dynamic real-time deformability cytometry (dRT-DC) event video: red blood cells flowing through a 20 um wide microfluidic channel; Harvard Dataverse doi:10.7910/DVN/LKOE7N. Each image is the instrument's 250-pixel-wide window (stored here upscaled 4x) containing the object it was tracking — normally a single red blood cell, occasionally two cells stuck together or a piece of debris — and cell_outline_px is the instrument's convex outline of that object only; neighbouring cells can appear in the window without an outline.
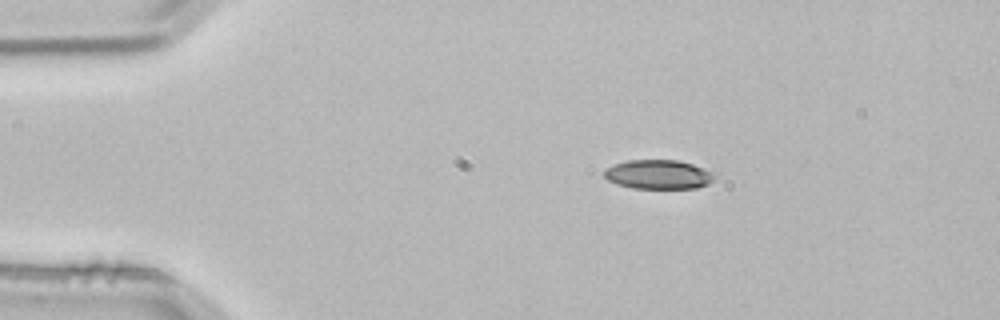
{"species": "common noctule bat (a hibernating species)", "species_latin": "Nyctalus noctula", "temperature_condition": "room temperature", "stored_images_in_passage": 2, "camera_frame_rate_fps": 3000, "um_per_image_px": 0.085, "animal": {"sex": "male", "body_mass_g": 21.5, "forearm_length_mm": 52.0}, "frame": {"image": 1, "passage_image": 1, "time_ms": 0.0, "image_size_px": [1000, 320], "cell_outline_px": [[712, 180], [708, 184], [696, 188], [632, 188], [616, 184], [608, 180], [604, 176], [604, 168], [628, 160], [676, 160], [692, 164], [708, 172], [712, 176]], "centroid_in_image_um": [55.87, 14.83], "position_along_channel_um": 29.1, "area_um2": 18.38}}